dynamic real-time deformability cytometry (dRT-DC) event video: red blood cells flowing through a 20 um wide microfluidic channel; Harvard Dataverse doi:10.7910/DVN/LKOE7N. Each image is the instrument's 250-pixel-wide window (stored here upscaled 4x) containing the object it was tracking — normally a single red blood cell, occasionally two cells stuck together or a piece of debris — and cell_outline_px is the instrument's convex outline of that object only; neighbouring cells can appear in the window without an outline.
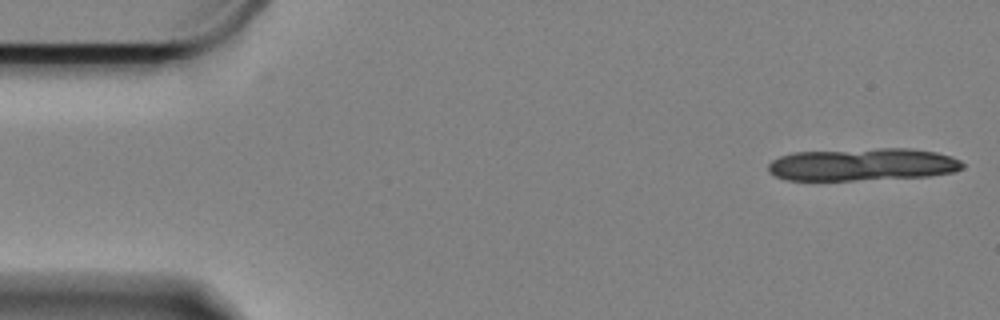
{"species": "Egyptian fruit bat (a non-hibernating species)", "species_latin": "Rousettus aegyptiacus", "temperature_condition": "cold", "stored_images_in_passage": 2, "camera_frame_rate_fps": 3000, "um_per_image_px": 0.085, "animal": {"sex": "female"}, "frame": {"image": 1, "passage_image": 2, "time_ms": 0.333, "image_size_px": [1000, 320], "cell_outline_px": [[964, 168], [952, 172], [928, 176], [852, 180], [788, 180], [776, 176], [768, 172], [768, 164], [772, 160], [780, 156], [792, 152], [876, 148], [912, 148], [936, 152], [960, 160], [964, 164]], "centroid_in_image_um": [73.29, 13.97], "position_along_channel_um": 11.7, "area_um2": 36.93}}